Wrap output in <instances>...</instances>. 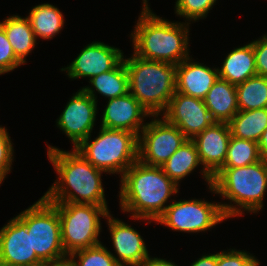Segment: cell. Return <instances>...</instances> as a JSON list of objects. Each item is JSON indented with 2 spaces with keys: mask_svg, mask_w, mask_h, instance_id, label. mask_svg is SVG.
Masks as SVG:
<instances>
[{
  "mask_svg": "<svg viewBox=\"0 0 267 266\" xmlns=\"http://www.w3.org/2000/svg\"><path fill=\"white\" fill-rule=\"evenodd\" d=\"M106 103L100 118L102 128L127 130L139 136L146 126V119L151 118V114L130 92Z\"/></svg>",
  "mask_w": 267,
  "mask_h": 266,
  "instance_id": "2e32d148",
  "label": "cell"
},
{
  "mask_svg": "<svg viewBox=\"0 0 267 266\" xmlns=\"http://www.w3.org/2000/svg\"><path fill=\"white\" fill-rule=\"evenodd\" d=\"M46 145L47 158L57 174L43 195L49 202L108 206L102 182L106 172L95 168L73 148L66 151Z\"/></svg>",
  "mask_w": 267,
  "mask_h": 266,
  "instance_id": "7a4b0ae2",
  "label": "cell"
},
{
  "mask_svg": "<svg viewBox=\"0 0 267 266\" xmlns=\"http://www.w3.org/2000/svg\"><path fill=\"white\" fill-rule=\"evenodd\" d=\"M16 57L27 63L26 57L36 48L37 40L27 17L12 14L0 21Z\"/></svg>",
  "mask_w": 267,
  "mask_h": 266,
  "instance_id": "603a6c76",
  "label": "cell"
},
{
  "mask_svg": "<svg viewBox=\"0 0 267 266\" xmlns=\"http://www.w3.org/2000/svg\"><path fill=\"white\" fill-rule=\"evenodd\" d=\"M13 145L9 130L6 126L0 125V186L8 174L12 172L11 169L15 160Z\"/></svg>",
  "mask_w": 267,
  "mask_h": 266,
  "instance_id": "4dcf8cb0",
  "label": "cell"
},
{
  "mask_svg": "<svg viewBox=\"0 0 267 266\" xmlns=\"http://www.w3.org/2000/svg\"><path fill=\"white\" fill-rule=\"evenodd\" d=\"M218 77L217 67L200 63L191 55L177 65L176 92L204 100Z\"/></svg>",
  "mask_w": 267,
  "mask_h": 266,
  "instance_id": "ac0fdd59",
  "label": "cell"
},
{
  "mask_svg": "<svg viewBox=\"0 0 267 266\" xmlns=\"http://www.w3.org/2000/svg\"><path fill=\"white\" fill-rule=\"evenodd\" d=\"M89 85L81 87L98 103V94L104 99H112L126 95L129 92L128 73L124 60L113 70L103 72L88 81ZM97 94V95H96Z\"/></svg>",
  "mask_w": 267,
  "mask_h": 266,
  "instance_id": "7402d4cb",
  "label": "cell"
},
{
  "mask_svg": "<svg viewBox=\"0 0 267 266\" xmlns=\"http://www.w3.org/2000/svg\"><path fill=\"white\" fill-rule=\"evenodd\" d=\"M239 111L267 108V77L254 76L236 85Z\"/></svg>",
  "mask_w": 267,
  "mask_h": 266,
  "instance_id": "484cf974",
  "label": "cell"
},
{
  "mask_svg": "<svg viewBox=\"0 0 267 266\" xmlns=\"http://www.w3.org/2000/svg\"><path fill=\"white\" fill-rule=\"evenodd\" d=\"M33 266H46V263H40V264L33 265Z\"/></svg>",
  "mask_w": 267,
  "mask_h": 266,
  "instance_id": "74e56055",
  "label": "cell"
},
{
  "mask_svg": "<svg viewBox=\"0 0 267 266\" xmlns=\"http://www.w3.org/2000/svg\"><path fill=\"white\" fill-rule=\"evenodd\" d=\"M227 221L220 202L202 198L174 200L167 206L155 224L164 225L174 232L188 234L207 233L216 225Z\"/></svg>",
  "mask_w": 267,
  "mask_h": 266,
  "instance_id": "9c48e42d",
  "label": "cell"
},
{
  "mask_svg": "<svg viewBox=\"0 0 267 266\" xmlns=\"http://www.w3.org/2000/svg\"><path fill=\"white\" fill-rule=\"evenodd\" d=\"M24 64L16 57L10 42L0 25V75L13 72Z\"/></svg>",
  "mask_w": 267,
  "mask_h": 266,
  "instance_id": "1f68e13d",
  "label": "cell"
},
{
  "mask_svg": "<svg viewBox=\"0 0 267 266\" xmlns=\"http://www.w3.org/2000/svg\"><path fill=\"white\" fill-rule=\"evenodd\" d=\"M207 190L220 196L221 209L227 219L259 214L267 194V158L242 167L221 168ZM228 199V203L225 200Z\"/></svg>",
  "mask_w": 267,
  "mask_h": 266,
  "instance_id": "277c9868",
  "label": "cell"
},
{
  "mask_svg": "<svg viewBox=\"0 0 267 266\" xmlns=\"http://www.w3.org/2000/svg\"><path fill=\"white\" fill-rule=\"evenodd\" d=\"M46 266H75V264L71 260V258L69 256H67V257L60 259V260L47 262Z\"/></svg>",
  "mask_w": 267,
  "mask_h": 266,
  "instance_id": "8d00e7d4",
  "label": "cell"
},
{
  "mask_svg": "<svg viewBox=\"0 0 267 266\" xmlns=\"http://www.w3.org/2000/svg\"><path fill=\"white\" fill-rule=\"evenodd\" d=\"M43 263L32 251L31 233L16 215L0 228V266H33Z\"/></svg>",
  "mask_w": 267,
  "mask_h": 266,
  "instance_id": "9a60e30c",
  "label": "cell"
},
{
  "mask_svg": "<svg viewBox=\"0 0 267 266\" xmlns=\"http://www.w3.org/2000/svg\"><path fill=\"white\" fill-rule=\"evenodd\" d=\"M31 233L32 251L43 262L63 259L61 225L57 208L44 196L17 215Z\"/></svg>",
  "mask_w": 267,
  "mask_h": 266,
  "instance_id": "ba28073f",
  "label": "cell"
},
{
  "mask_svg": "<svg viewBox=\"0 0 267 266\" xmlns=\"http://www.w3.org/2000/svg\"><path fill=\"white\" fill-rule=\"evenodd\" d=\"M103 242L84 249L76 250L68 256L75 266H120Z\"/></svg>",
  "mask_w": 267,
  "mask_h": 266,
  "instance_id": "83f0119b",
  "label": "cell"
},
{
  "mask_svg": "<svg viewBox=\"0 0 267 266\" xmlns=\"http://www.w3.org/2000/svg\"><path fill=\"white\" fill-rule=\"evenodd\" d=\"M161 116L190 140L215 122L204 100L180 92H175Z\"/></svg>",
  "mask_w": 267,
  "mask_h": 266,
  "instance_id": "4fadbf2b",
  "label": "cell"
},
{
  "mask_svg": "<svg viewBox=\"0 0 267 266\" xmlns=\"http://www.w3.org/2000/svg\"><path fill=\"white\" fill-rule=\"evenodd\" d=\"M262 158L258 149V143L231 136L227 156L222 168L247 166L260 161Z\"/></svg>",
  "mask_w": 267,
  "mask_h": 266,
  "instance_id": "4316f807",
  "label": "cell"
},
{
  "mask_svg": "<svg viewBox=\"0 0 267 266\" xmlns=\"http://www.w3.org/2000/svg\"><path fill=\"white\" fill-rule=\"evenodd\" d=\"M252 43L257 75L267 77V33L253 40Z\"/></svg>",
  "mask_w": 267,
  "mask_h": 266,
  "instance_id": "d6a6232c",
  "label": "cell"
},
{
  "mask_svg": "<svg viewBox=\"0 0 267 266\" xmlns=\"http://www.w3.org/2000/svg\"><path fill=\"white\" fill-rule=\"evenodd\" d=\"M98 103L82 88L67 101L64 110L56 119L58 129L68 137L75 149L88 138L96 126Z\"/></svg>",
  "mask_w": 267,
  "mask_h": 266,
  "instance_id": "8fae6325",
  "label": "cell"
},
{
  "mask_svg": "<svg viewBox=\"0 0 267 266\" xmlns=\"http://www.w3.org/2000/svg\"><path fill=\"white\" fill-rule=\"evenodd\" d=\"M148 1L142 0L138 19L129 34L132 52L144 59L178 65L191 56V24L158 16Z\"/></svg>",
  "mask_w": 267,
  "mask_h": 266,
  "instance_id": "3957f363",
  "label": "cell"
},
{
  "mask_svg": "<svg viewBox=\"0 0 267 266\" xmlns=\"http://www.w3.org/2000/svg\"><path fill=\"white\" fill-rule=\"evenodd\" d=\"M118 202L121 212L136 222L155 221L179 193L180 186L161 167L149 166L139 160L133 163L119 180ZM171 201V202H169Z\"/></svg>",
  "mask_w": 267,
  "mask_h": 266,
  "instance_id": "6da1fadb",
  "label": "cell"
},
{
  "mask_svg": "<svg viewBox=\"0 0 267 266\" xmlns=\"http://www.w3.org/2000/svg\"><path fill=\"white\" fill-rule=\"evenodd\" d=\"M204 102L215 122L228 123L239 111L236 85L218 77L207 92Z\"/></svg>",
  "mask_w": 267,
  "mask_h": 266,
  "instance_id": "44dd1931",
  "label": "cell"
},
{
  "mask_svg": "<svg viewBox=\"0 0 267 266\" xmlns=\"http://www.w3.org/2000/svg\"><path fill=\"white\" fill-rule=\"evenodd\" d=\"M200 166L201 169H198ZM164 173L172 179L177 185L182 180L186 179L190 174H192L196 168L200 170L204 180L205 185H212V176L204 169L201 164L199 154L195 143L187 139L173 154L172 156L161 166Z\"/></svg>",
  "mask_w": 267,
  "mask_h": 266,
  "instance_id": "d6986e66",
  "label": "cell"
},
{
  "mask_svg": "<svg viewBox=\"0 0 267 266\" xmlns=\"http://www.w3.org/2000/svg\"><path fill=\"white\" fill-rule=\"evenodd\" d=\"M131 54L123 57L129 92L151 116L161 115L176 92L177 65Z\"/></svg>",
  "mask_w": 267,
  "mask_h": 266,
  "instance_id": "5b68a950",
  "label": "cell"
},
{
  "mask_svg": "<svg viewBox=\"0 0 267 266\" xmlns=\"http://www.w3.org/2000/svg\"><path fill=\"white\" fill-rule=\"evenodd\" d=\"M83 140L75 150L95 168L122 177L138 160V136L122 129L99 127L97 137ZM93 140V141H92Z\"/></svg>",
  "mask_w": 267,
  "mask_h": 266,
  "instance_id": "8992f818",
  "label": "cell"
},
{
  "mask_svg": "<svg viewBox=\"0 0 267 266\" xmlns=\"http://www.w3.org/2000/svg\"><path fill=\"white\" fill-rule=\"evenodd\" d=\"M83 47L70 64L60 68L72 81L80 78L89 81L103 72L113 70L123 60L125 53L118 47L98 40Z\"/></svg>",
  "mask_w": 267,
  "mask_h": 266,
  "instance_id": "7c38bea8",
  "label": "cell"
},
{
  "mask_svg": "<svg viewBox=\"0 0 267 266\" xmlns=\"http://www.w3.org/2000/svg\"><path fill=\"white\" fill-rule=\"evenodd\" d=\"M26 16L30 22L35 38L45 40L54 39L64 28L65 18L61 10L51 3L35 5Z\"/></svg>",
  "mask_w": 267,
  "mask_h": 266,
  "instance_id": "cb8c5ba5",
  "label": "cell"
},
{
  "mask_svg": "<svg viewBox=\"0 0 267 266\" xmlns=\"http://www.w3.org/2000/svg\"><path fill=\"white\" fill-rule=\"evenodd\" d=\"M246 249L230 248L217 252V266H260V259Z\"/></svg>",
  "mask_w": 267,
  "mask_h": 266,
  "instance_id": "f546056e",
  "label": "cell"
},
{
  "mask_svg": "<svg viewBox=\"0 0 267 266\" xmlns=\"http://www.w3.org/2000/svg\"><path fill=\"white\" fill-rule=\"evenodd\" d=\"M186 140L182 131L161 115L151 116L138 136V160L161 167Z\"/></svg>",
  "mask_w": 267,
  "mask_h": 266,
  "instance_id": "30bf717a",
  "label": "cell"
},
{
  "mask_svg": "<svg viewBox=\"0 0 267 266\" xmlns=\"http://www.w3.org/2000/svg\"><path fill=\"white\" fill-rule=\"evenodd\" d=\"M58 211L64 251L70 253L95 246L101 241V219L111 212L108 206L92 204L52 203Z\"/></svg>",
  "mask_w": 267,
  "mask_h": 266,
  "instance_id": "52a82bcc",
  "label": "cell"
},
{
  "mask_svg": "<svg viewBox=\"0 0 267 266\" xmlns=\"http://www.w3.org/2000/svg\"><path fill=\"white\" fill-rule=\"evenodd\" d=\"M219 78L230 84L238 85L248 78L257 75L255 54L252 41L232 49L226 54L220 67H217Z\"/></svg>",
  "mask_w": 267,
  "mask_h": 266,
  "instance_id": "ffe728a7",
  "label": "cell"
},
{
  "mask_svg": "<svg viewBox=\"0 0 267 266\" xmlns=\"http://www.w3.org/2000/svg\"><path fill=\"white\" fill-rule=\"evenodd\" d=\"M258 149L260 155L263 158H267V128L264 130L260 140L258 141Z\"/></svg>",
  "mask_w": 267,
  "mask_h": 266,
  "instance_id": "d590c367",
  "label": "cell"
},
{
  "mask_svg": "<svg viewBox=\"0 0 267 266\" xmlns=\"http://www.w3.org/2000/svg\"><path fill=\"white\" fill-rule=\"evenodd\" d=\"M174 13L187 23L199 22L207 18L218 0H175Z\"/></svg>",
  "mask_w": 267,
  "mask_h": 266,
  "instance_id": "f1b7e54d",
  "label": "cell"
},
{
  "mask_svg": "<svg viewBox=\"0 0 267 266\" xmlns=\"http://www.w3.org/2000/svg\"><path fill=\"white\" fill-rule=\"evenodd\" d=\"M113 216L110 212L106 217L114 251H110L112 256L120 266H142L150 253L141 232Z\"/></svg>",
  "mask_w": 267,
  "mask_h": 266,
  "instance_id": "5bb4252c",
  "label": "cell"
},
{
  "mask_svg": "<svg viewBox=\"0 0 267 266\" xmlns=\"http://www.w3.org/2000/svg\"><path fill=\"white\" fill-rule=\"evenodd\" d=\"M197 259V260H196ZM189 266H217V252L216 253H205L201 257L196 258Z\"/></svg>",
  "mask_w": 267,
  "mask_h": 266,
  "instance_id": "836d02e7",
  "label": "cell"
},
{
  "mask_svg": "<svg viewBox=\"0 0 267 266\" xmlns=\"http://www.w3.org/2000/svg\"><path fill=\"white\" fill-rule=\"evenodd\" d=\"M230 138L231 132L228 123L214 122L192 139L201 164L212 177L224 165Z\"/></svg>",
  "mask_w": 267,
  "mask_h": 266,
  "instance_id": "e0dca14e",
  "label": "cell"
},
{
  "mask_svg": "<svg viewBox=\"0 0 267 266\" xmlns=\"http://www.w3.org/2000/svg\"><path fill=\"white\" fill-rule=\"evenodd\" d=\"M228 125L231 136L258 143L267 128V108L238 111Z\"/></svg>",
  "mask_w": 267,
  "mask_h": 266,
  "instance_id": "d4e9b609",
  "label": "cell"
},
{
  "mask_svg": "<svg viewBox=\"0 0 267 266\" xmlns=\"http://www.w3.org/2000/svg\"><path fill=\"white\" fill-rule=\"evenodd\" d=\"M142 266H180L174 261L167 260L166 258L152 257L151 255L146 259Z\"/></svg>",
  "mask_w": 267,
  "mask_h": 266,
  "instance_id": "e575fe53",
  "label": "cell"
}]
</instances>
